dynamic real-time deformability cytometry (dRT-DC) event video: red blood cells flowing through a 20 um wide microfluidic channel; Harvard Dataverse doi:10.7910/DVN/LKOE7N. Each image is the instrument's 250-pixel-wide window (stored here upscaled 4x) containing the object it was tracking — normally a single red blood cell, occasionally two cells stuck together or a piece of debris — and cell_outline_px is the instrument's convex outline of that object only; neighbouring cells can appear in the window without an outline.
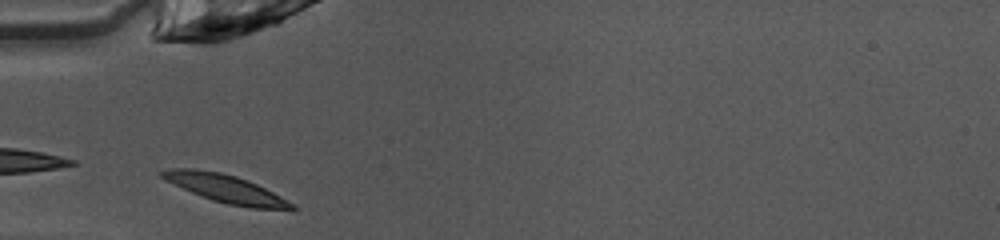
{"species": "common noctule bat (a hibernating species)", "species_latin": "Nyctalus noctula", "temperature_condition": "warm", "stored_images_in_passage": 14, "camera_frame_rate_fps": 3000, "um_per_image_px": 0.085, "animal": {"sex": "female", "body_mass_g": 10.0, "forearm_length_mm": 53.1}, "frame": {"image": 1, "passage_image": 1, "time_ms": 0.0, "image_size_px": [1000, 240], "cell_outline_px": [[296, 208], [292, 212], [248, 208], [228, 204], [212, 200], [192, 192], [160, 176], [160, 172], [172, 168], [192, 168], [220, 172], [236, 176], [248, 180], [296, 204]], "centroid_in_image_um": [19.34, 16.08], "position_along_channel_um": 65.7, "area_um2": 21.27}}
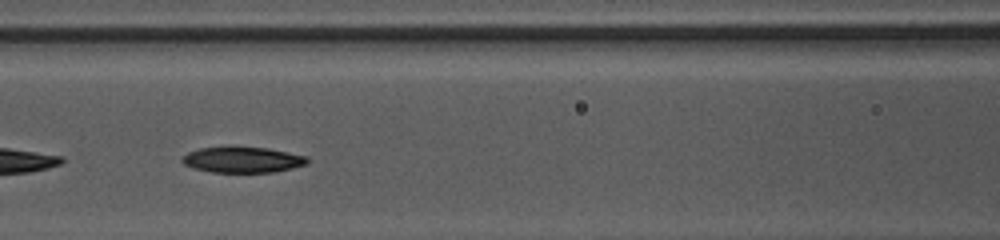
{"frame": {"image": 2, "passage_image": 7, "time_ms": 2.0, "image_size_px": [1000, 240], "cell_outline_px": [[308, 164], [292, 168], [272, 172], [212, 172], [192, 168], [184, 164], [180, 160], [188, 152], [200, 148], [228, 144], [236, 144], [268, 148], [308, 156]], "centroid_in_image_um": [20.59, 13.53], "position_along_channel_um": 146.0, "area_um2": 19.59}}